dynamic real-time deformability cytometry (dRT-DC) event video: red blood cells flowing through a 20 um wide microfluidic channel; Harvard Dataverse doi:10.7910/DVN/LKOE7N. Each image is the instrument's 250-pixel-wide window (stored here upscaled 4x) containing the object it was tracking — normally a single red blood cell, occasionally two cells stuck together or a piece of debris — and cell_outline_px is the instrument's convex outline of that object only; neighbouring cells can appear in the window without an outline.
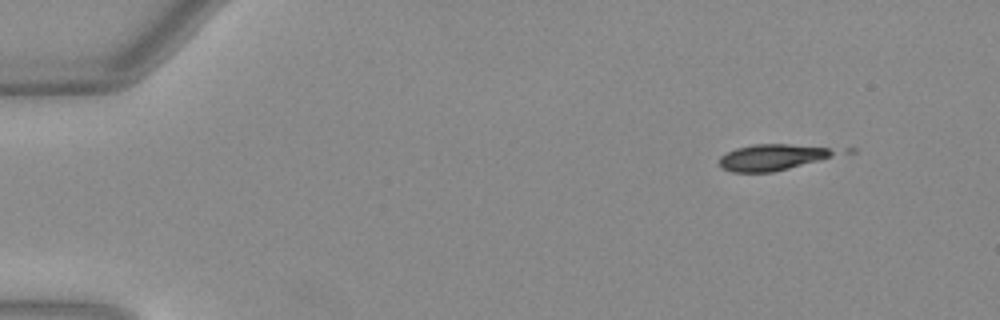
{"species": "Egyptian fruit bat (a non-hibernating species)", "species_latin": "Rousettus aegyptiacus", "temperature_condition": "warm", "stored_images_in_passage": 2, "camera_frame_rate_fps": 3000, "um_per_image_px": 0.085, "animal": {"sex": "female"}, "frame": {"image": 1, "passage_image": 1, "time_ms": 0.0, "image_size_px": [1000, 320], "cell_outline_px": [[856, 152], [772, 172], [732, 172], [720, 168], [720, 156], [736, 148], [752, 144], [788, 144], [856, 148]], "centroid_in_image_um": [66.05, 13.33], "position_along_channel_um": 18.9, "area_um2": 19.13}}